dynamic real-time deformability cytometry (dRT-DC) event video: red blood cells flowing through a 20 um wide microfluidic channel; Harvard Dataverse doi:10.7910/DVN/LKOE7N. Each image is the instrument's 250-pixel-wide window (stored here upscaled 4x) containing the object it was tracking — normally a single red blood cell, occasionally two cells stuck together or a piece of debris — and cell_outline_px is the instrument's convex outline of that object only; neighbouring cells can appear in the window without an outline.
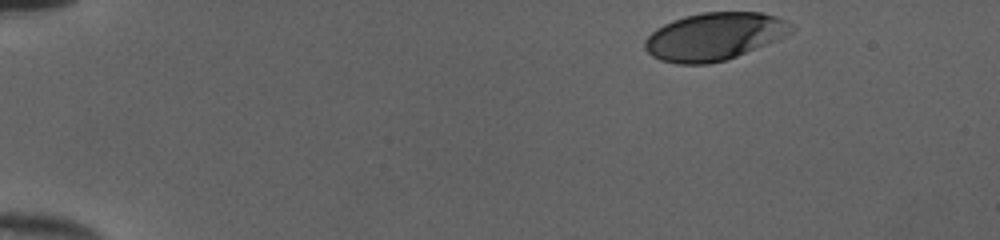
{"species": "human", "species_latin": "Homo sapiens", "temperature_condition": "cold", "stored_images_in_passage": 39, "camera_frame_rate_fps": 3000, "um_per_image_px": 0.085, "donor": {"sex": "female"}, "frame": {"image": 1, "passage_image": 1, "time_ms": 0.0, "image_size_px": [1000, 240], "cell_outline_px": [[796, 28], [792, 32], [776, 40], [736, 56], [724, 60], [708, 64], [676, 64], [660, 60], [652, 56], [644, 48], [644, 40], [656, 28], [672, 20], [684, 16], [704, 12], [760, 12], [776, 16], [792, 24]], "centroid_in_image_um": [60.7, 3.09], "position_along_channel_um": 24.3, "area_um2": 40.58}}
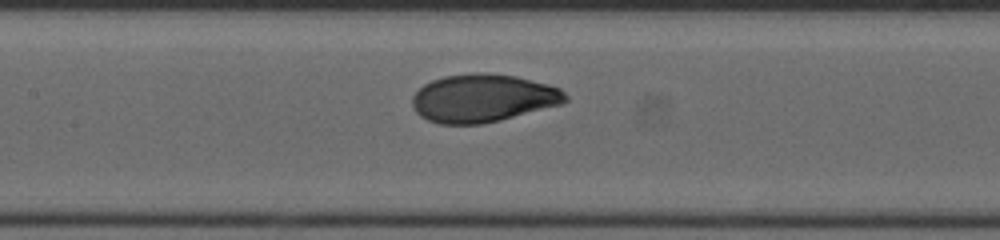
{"frame": {"image": 2, "passage_image": 20, "time_ms": 6.333, "image_size_px": [1000, 240], "cell_outline_px": [[568, 100], [564, 104], [500, 120], [480, 124], [440, 124], [428, 120], [420, 116], [416, 112], [412, 104], [412, 96], [424, 84], [432, 80], [444, 76], [484, 72], [488, 72], [516, 76], [548, 84], [560, 88], [568, 96]], "centroid_in_image_um": [41.08, 8.34], "position_along_channel_um": 166.3, "area_um2": 43.0}}
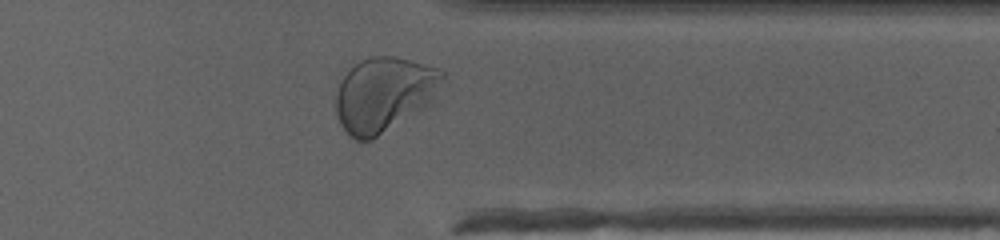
{"frame": {"image": 3, "passage_image": 36, "time_ms": 11.667, "image_size_px": [1000, 240], "cell_outline_px": [[444, 80], [428, 104], [372, 140], [356, 140], [340, 124], [336, 112], [336, 92], [344, 76], [360, 60], [372, 56], [392, 56], [440, 68], [444, 72]], "centroid_in_image_um": [32.63, 8.0], "position_along_channel_um": 378.8, "area_um2": 45.49}, "authors_computed_cell_mechanics": {"area_um2": 42.194, "velocity_mm_per_s": 4.0043, "shape_relaxation_time_tau1_ms": 3.0167, "shape_relaxation_time_tau2_ms": null, "deformation_change_tau1": 0.1786, "deformation_change_tau2": null}}